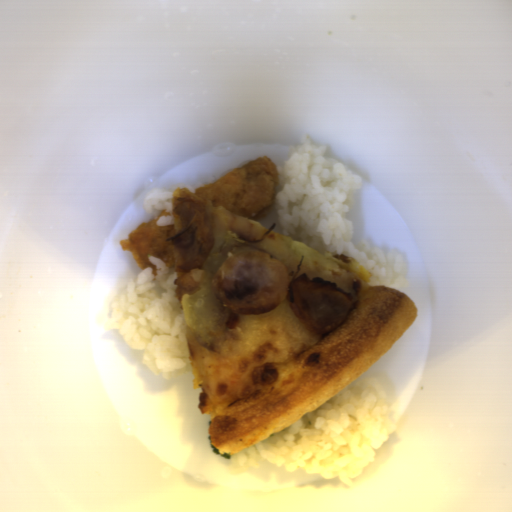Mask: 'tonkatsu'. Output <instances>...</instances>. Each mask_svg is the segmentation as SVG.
<instances>
[{
	"label": "tonkatsu",
	"mask_w": 512,
	"mask_h": 512,
	"mask_svg": "<svg viewBox=\"0 0 512 512\" xmlns=\"http://www.w3.org/2000/svg\"><path fill=\"white\" fill-rule=\"evenodd\" d=\"M163 215H170V212L160 211L149 221H142L128 233L126 239L119 241L121 250L132 254L141 271L149 267L152 275H156V266L149 261V256L158 257L169 269L176 268L173 243L168 240L175 234L174 222L165 226L156 225Z\"/></svg>",
	"instance_id": "2"
},
{
	"label": "tonkatsu",
	"mask_w": 512,
	"mask_h": 512,
	"mask_svg": "<svg viewBox=\"0 0 512 512\" xmlns=\"http://www.w3.org/2000/svg\"><path fill=\"white\" fill-rule=\"evenodd\" d=\"M279 182L277 165L261 155L192 192L212 202L214 208L223 206L241 218L258 222L273 209Z\"/></svg>",
	"instance_id": "1"
}]
</instances>
